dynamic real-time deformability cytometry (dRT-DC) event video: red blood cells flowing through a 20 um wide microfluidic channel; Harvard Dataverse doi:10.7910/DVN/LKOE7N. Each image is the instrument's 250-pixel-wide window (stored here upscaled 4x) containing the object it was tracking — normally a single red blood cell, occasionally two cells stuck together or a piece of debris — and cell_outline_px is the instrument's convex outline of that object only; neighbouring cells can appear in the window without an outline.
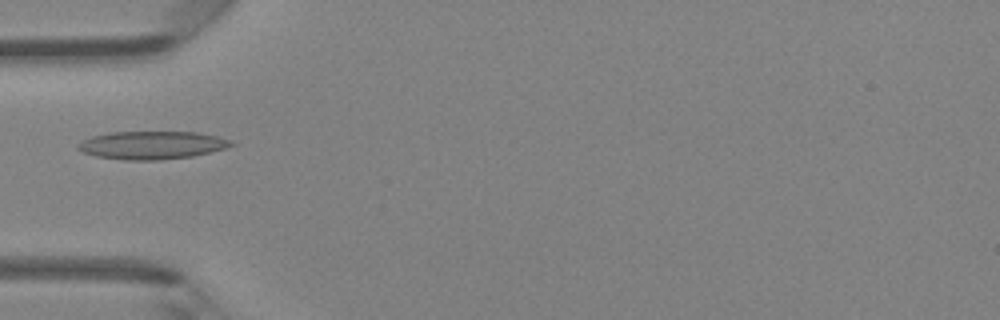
{"species": "Egyptian fruit bat (a non-hibernating species)", "species_latin": "Rousettus aegyptiacus", "temperature_condition": "room temperature", "stored_images_in_passage": 2, "camera_frame_rate_fps": 3000, "um_per_image_px": 0.085, "animal": {"sex": "female"}, "frame": {"image": 1, "passage_image": 1, "time_ms": 0.0, "image_size_px": [1000, 320], "cell_outline_px": [[236, 144], [224, 148], [192, 156], [160, 160], [124, 160], [96, 156], [84, 152], [76, 148], [76, 144], [92, 136], [108, 132], [196, 132], [216, 136], [232, 140]], "centroid_in_image_um": [12.89, 12.33], "position_along_channel_um": 72.1, "area_um2": 24.91}}
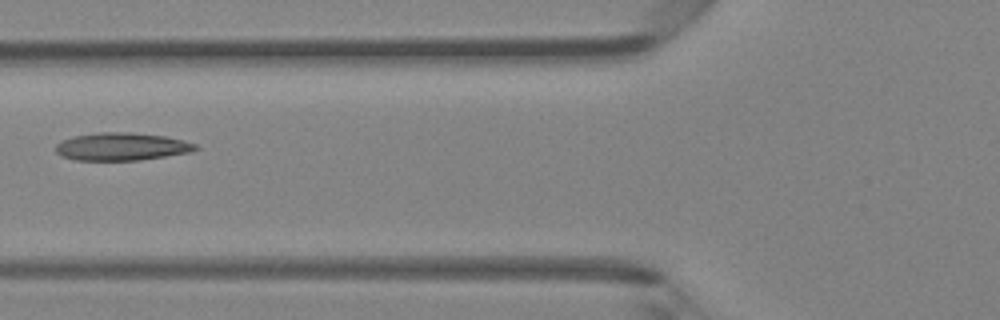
{"frame": {"image": 2, "passage_image": 2, "time_ms": 0.333, "image_size_px": [1000, 320], "cell_outline_px": [[200, 148], [192, 152], [140, 160], [76, 160], [60, 156], [56, 152], [56, 144], [64, 140], [76, 136], [100, 132], [132, 132], [164, 136], [184, 140], [196, 144]], "centroid_in_image_um": [10.38, 12.46], "position_along_channel_um": 115.4, "area_um2": 22.6}}